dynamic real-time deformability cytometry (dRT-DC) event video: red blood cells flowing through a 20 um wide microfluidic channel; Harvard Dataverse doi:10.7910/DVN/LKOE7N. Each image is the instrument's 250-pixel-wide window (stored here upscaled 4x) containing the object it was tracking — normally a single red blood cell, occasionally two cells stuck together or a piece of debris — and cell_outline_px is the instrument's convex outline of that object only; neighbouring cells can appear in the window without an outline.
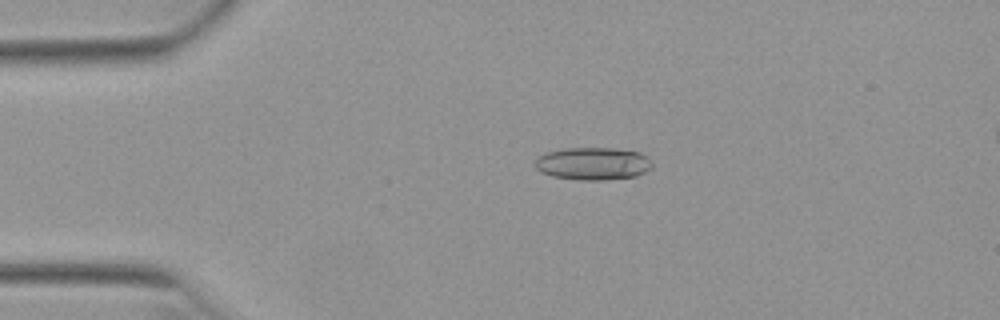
{"species": "Egyptian fruit bat (a non-hibernating species)", "species_latin": "Rousettus aegyptiacus", "temperature_condition": "warm", "stored_images_in_passage": 52, "camera_frame_rate_fps": 3000, "um_per_image_px": 0.085, "animal": {"sex": "female"}, "frame": {"image": 1, "passage_image": 11, "time_ms": 3.333, "image_size_px": [1000, 320], "cell_outline_px": [[652, 168], [636, 176], [604, 180], [580, 180], [552, 176], [540, 172], [532, 164], [536, 156], [548, 152], [564, 148], [616, 148], [640, 152], [652, 160]], "centroid_in_image_um": [50.37, 13.9], "position_along_channel_um": 34.6, "area_um2": 22.6}}
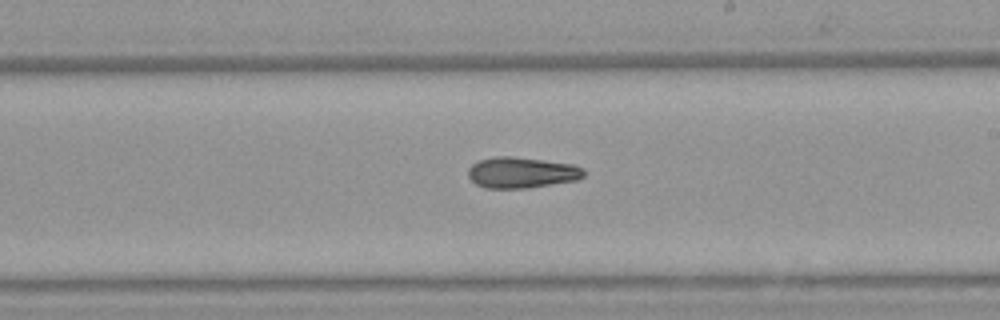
{"frame": {"image": 2, "passage_image": 30, "time_ms": 9.667, "image_size_px": [1000, 320], "cell_outline_px": [[584, 176], [576, 180], [528, 188], [484, 188], [476, 184], [468, 176], [468, 168], [472, 164], [480, 160], [496, 156], [512, 156], [576, 164], [584, 168]], "centroid_in_image_um": [44.35, 14.66], "position_along_channel_um": 244.7, "area_um2": 20.98}}
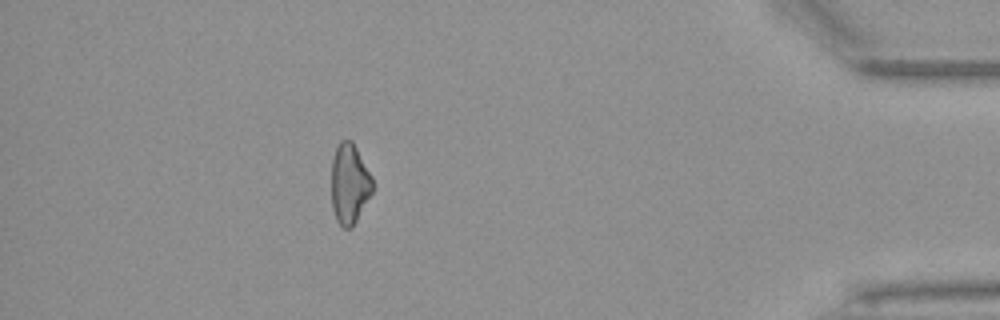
{"frame": {"image": 3, "passage_image": 46, "time_ms": 15.0, "image_size_px": [1000, 320], "cell_outline_px": [[372, 192], [352, 228], [344, 228], [336, 220], [332, 208], [332, 160], [336, 148], [340, 140], [352, 140], [372, 176]], "centroid_in_image_um": [29.7, 15.62], "position_along_channel_um": 405.5, "area_um2": 19.07}, "authors_computed_cell_mechanics": {"area_um2": 21.0103, "velocity_mm_per_s": 3.9619, "shape_relaxation_time_tau1_ms": null, "shape_relaxation_time_tau2_ms": 3.5111, "deformation_change_tau1": null, "deformation_change_tau2": 0.1169}}